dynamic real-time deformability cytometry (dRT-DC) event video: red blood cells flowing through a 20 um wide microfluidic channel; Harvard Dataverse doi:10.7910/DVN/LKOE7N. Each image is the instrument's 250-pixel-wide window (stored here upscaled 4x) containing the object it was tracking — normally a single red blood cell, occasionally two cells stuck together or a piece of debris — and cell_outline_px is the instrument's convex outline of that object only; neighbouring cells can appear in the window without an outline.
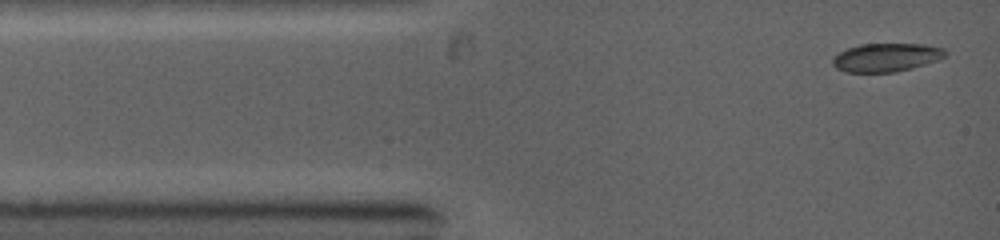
{"species": "common noctule bat (a hibernating species)", "species_latin": "Nyctalus noctula", "temperature_condition": "warm", "stored_images_in_passage": 12, "camera_frame_rate_fps": 5000, "um_per_image_px": 0.085, "animal": {"sex": "female", "body_mass_g": 19.0, "forearm_length_mm": 53.3}, "frame": {"image": 1, "passage_image": 1, "time_ms": 0.0, "image_size_px": [1000, 240], "cell_outline_px": [[948, 52], [944, 56], [936, 60], [912, 68], [896, 72], [844, 72], [836, 68], [832, 64], [832, 60], [840, 52], [848, 48], [860, 44], [924, 44], [944, 48]], "centroid_in_image_um": [75.33, 4.88], "position_along_channel_um": 9.7, "area_um2": 18.55}}
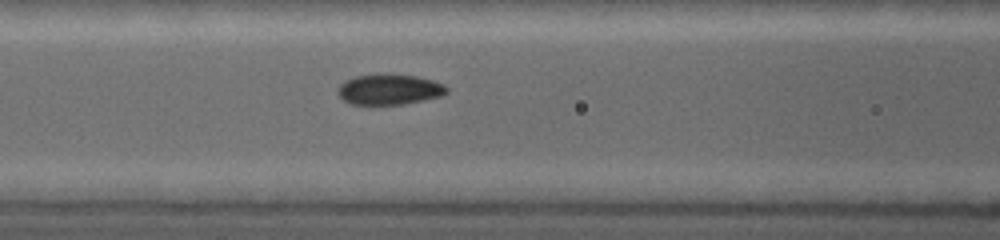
{"frame": {"image": 2, "passage_image": 8, "time_ms": 3.8, "image_size_px": [1000, 240], "cell_outline_px": [[448, 92], [440, 96], [404, 104], [352, 104], [344, 100], [336, 92], [336, 88], [340, 84], [356, 76], [416, 76], [432, 80], [444, 84], [448, 88]], "centroid_in_image_um": [33.1, 7.63], "position_along_channel_um": 133.5, "area_um2": 18.67}}
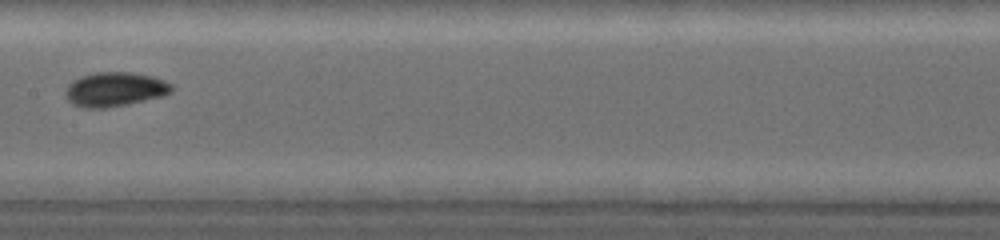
{"frame": {"image": 3, "passage_image": 11, "time_ms": 5.2, "image_size_px": [1000, 240], "cell_outline_px": [[172, 92], [164, 96], [128, 104], [108, 108], [84, 108], [72, 104], [68, 100], [64, 92], [68, 84], [72, 80], [80, 76], [96, 72], [132, 72], [152, 76], [164, 80], [172, 84]], "centroid_in_image_um": [9.75, 7.59], "position_along_channel_um": 197.6, "area_um2": 21.5}}